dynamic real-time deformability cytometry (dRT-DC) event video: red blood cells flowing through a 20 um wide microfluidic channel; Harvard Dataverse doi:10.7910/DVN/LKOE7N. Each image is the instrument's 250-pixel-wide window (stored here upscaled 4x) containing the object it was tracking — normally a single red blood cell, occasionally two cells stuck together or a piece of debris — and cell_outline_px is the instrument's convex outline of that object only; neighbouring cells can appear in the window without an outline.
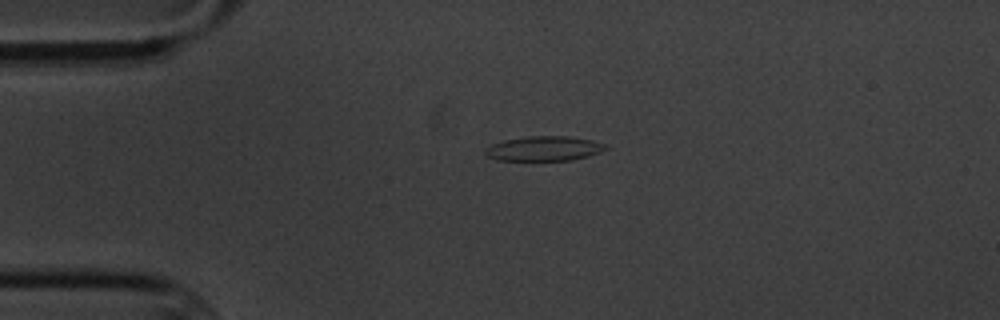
{"species": "common noctule bat (a hibernating species)", "species_latin": "Nyctalus noctula", "temperature_condition": "cold", "stored_images_in_passage": 3, "camera_frame_rate_fps": 3000, "um_per_image_px": 0.085, "animal": {"sex": "male", "body_mass_g": 20.1, "forearm_length_mm": 53.5}, "frame": {"image": 1, "passage_image": 1, "time_ms": 0.0, "image_size_px": [1000, 320], "cell_outline_px": [[608, 148], [600, 152], [588, 156], [572, 160], [496, 160], [488, 156], [484, 152], [492, 144], [504, 140], [528, 136], [568, 136], [592, 140], [604, 144]], "centroid_in_image_um": [46.26, 12.62], "position_along_channel_um": 38.7, "area_um2": 17.17}}
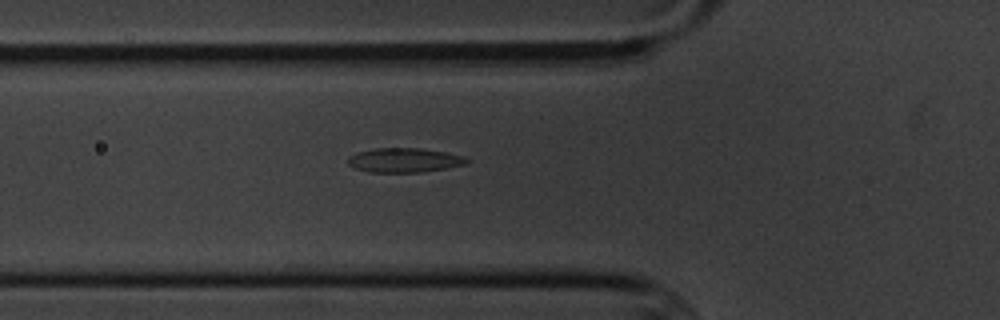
{"frame": {"image": 2, "passage_image": 3, "time_ms": 2.333, "image_size_px": [1000, 320], "cell_outline_px": [[472, 160], [464, 164], [444, 168], [420, 172], [368, 172], [356, 168], [348, 164], [348, 156], [356, 152], [376, 148], [420, 148], [444, 152], [464, 156]], "centroid_in_image_um": [34.34, 13.61], "position_along_channel_um": 91.5, "area_um2": 16.76}}